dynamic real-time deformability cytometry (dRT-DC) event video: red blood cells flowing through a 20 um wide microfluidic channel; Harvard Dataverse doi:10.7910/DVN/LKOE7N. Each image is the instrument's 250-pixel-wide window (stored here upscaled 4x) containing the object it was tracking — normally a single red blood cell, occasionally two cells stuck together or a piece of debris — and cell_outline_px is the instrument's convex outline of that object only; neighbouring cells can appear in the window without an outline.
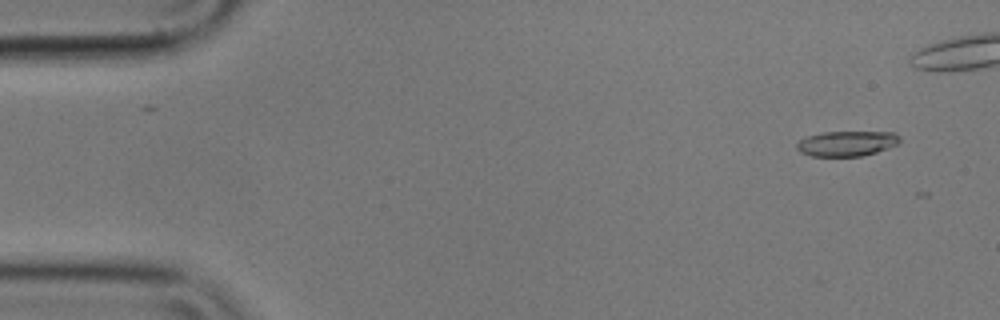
{"species": "common noctule bat (a hibernating species)", "species_latin": "Nyctalus noctula", "temperature_condition": "cold", "stored_images_in_passage": 8, "camera_frame_rate_fps": 3000, "um_per_image_px": 0.085, "animal": {"sex": "male", "body_mass_g": 17.9}, "frame": {"image": 1, "passage_image": 4, "time_ms": 1.0, "image_size_px": [1000, 320], "cell_outline_px": [[900, 140], [896, 144], [876, 152], [860, 156], [812, 156], [800, 152], [796, 148], [796, 144], [800, 140], [808, 136], [824, 132], [892, 132], [900, 136]], "centroid_in_image_um": [71.95, 12.19], "position_along_channel_um": 13.1, "area_um2": 14.91}}